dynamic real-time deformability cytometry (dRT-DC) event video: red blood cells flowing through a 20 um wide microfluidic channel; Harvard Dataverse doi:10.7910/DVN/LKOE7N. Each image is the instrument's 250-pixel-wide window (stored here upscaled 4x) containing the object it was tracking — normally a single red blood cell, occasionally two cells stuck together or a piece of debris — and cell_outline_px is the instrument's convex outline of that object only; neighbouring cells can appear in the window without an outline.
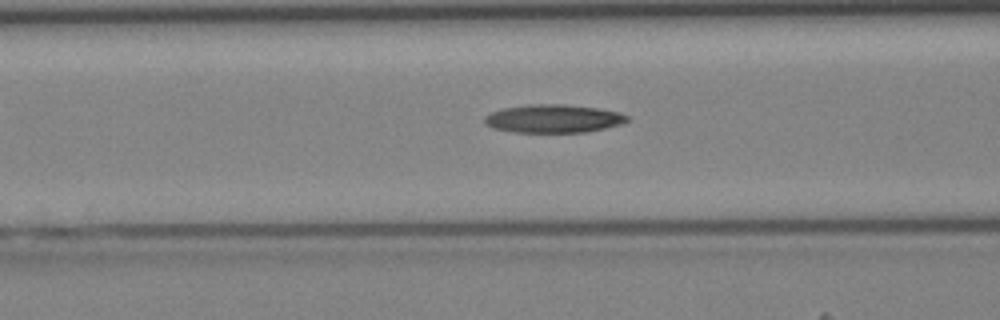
{"species": "Egyptian fruit bat (a non-hibernating species)", "species_latin": "Rousettus aegyptiacus", "temperature_condition": "cold", "stored_images_in_passage": 41, "camera_frame_rate_fps": 3000, "um_per_image_px": 0.085, "animal": {"sex": "female"}, "frame": {"image": 1, "passage_image": 16, "time_ms": 5.0, "image_size_px": [1000, 320], "cell_outline_px": [[632, 120], [620, 124], [604, 128], [584, 132], [512, 132], [492, 128], [484, 124], [484, 116], [492, 112], [504, 108], [532, 104], [564, 104], [600, 108], [620, 112], [628, 116]], "centroid_in_image_um": [47.05, 10.08], "position_along_channel_um": 119.6, "area_um2": 23.58}}
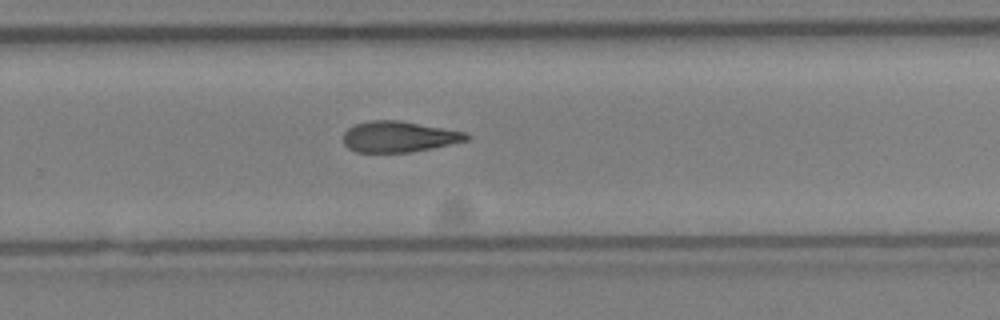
{"frame": {"image": 2, "passage_image": 27, "time_ms": 8.667, "image_size_px": [1000, 320], "cell_outline_px": [[468, 140], [432, 148], [408, 152], [356, 152], [348, 148], [344, 144], [344, 132], [348, 128], [356, 124], [372, 120], [396, 120], [464, 132], [468, 136]], "centroid_in_image_um": [33.85, 11.63], "position_along_channel_um": 296.0, "area_um2": 21.73}}
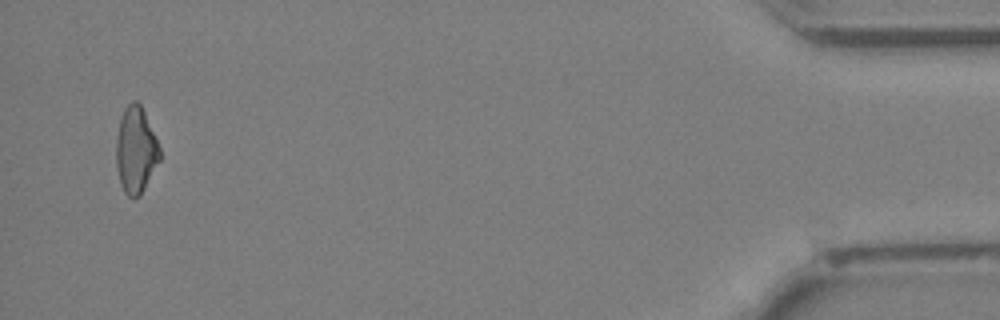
{"frame": {"image": 3, "passage_image": 40, "time_ms": 13.0, "image_size_px": [1000, 320], "cell_outline_px": [[160, 160], [140, 196], [132, 200], [124, 192], [120, 184], [116, 168], [116, 140], [120, 116], [124, 108], [132, 100], [136, 100], [140, 104], [144, 112], [160, 148]], "centroid_in_image_um": [11.52, 12.79], "position_along_channel_um": 423.7, "area_um2": 22.08}}